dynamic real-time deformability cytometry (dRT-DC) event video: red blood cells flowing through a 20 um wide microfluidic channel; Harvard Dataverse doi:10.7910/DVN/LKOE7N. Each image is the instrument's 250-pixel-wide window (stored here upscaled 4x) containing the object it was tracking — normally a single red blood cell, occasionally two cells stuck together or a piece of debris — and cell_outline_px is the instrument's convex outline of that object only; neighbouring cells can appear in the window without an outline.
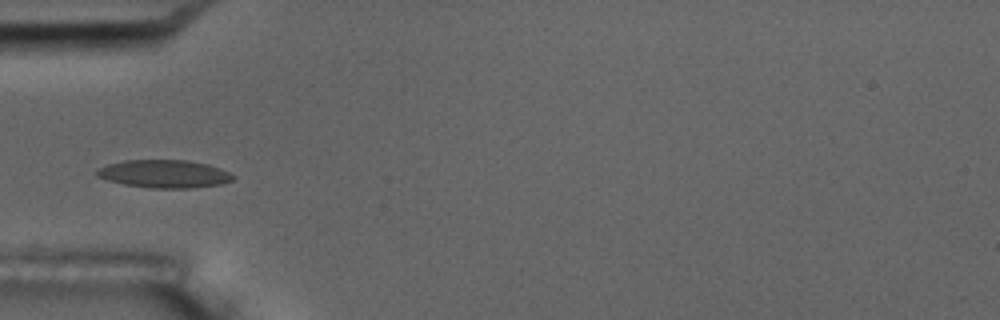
{"species": "common noctule bat (a hibernating species)", "species_latin": "Nyctalus noctula", "temperature_condition": "room temperature", "stored_images_in_passage": 13, "camera_frame_rate_fps": 3000, "um_per_image_px": 0.085, "animal": {"sex": "male", "body_mass_g": 17.5, "forearm_length_mm": 52.3}, "frame": {"image": 1, "passage_image": 3, "time_ms": 2.333, "image_size_px": [1000, 320], "cell_outline_px": [[236, 176], [232, 180], [220, 184], [192, 188], [152, 188], [124, 184], [108, 180], [96, 176], [96, 168], [108, 164], [124, 160], [188, 160], [208, 164], [220, 168]], "centroid_in_image_um": [13.95, 14.77], "position_along_channel_um": 71.1, "area_um2": 22.2}}
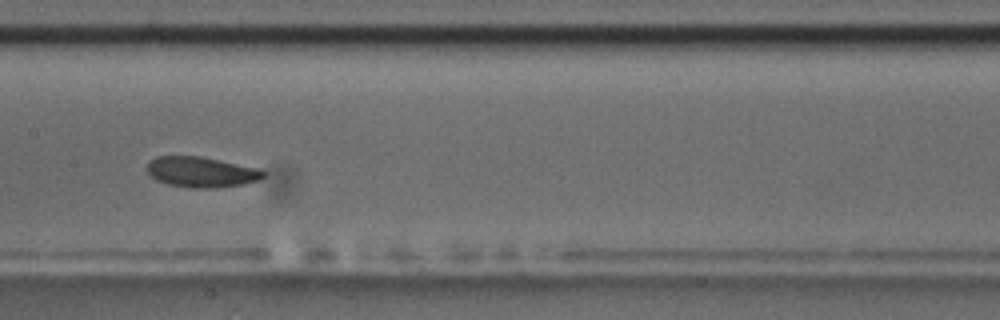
{"frame": {"image": 2, "passage_image": 6, "time_ms": 5.667, "image_size_px": [1000, 320], "cell_outline_px": [[264, 176], [256, 180], [244, 184], [212, 188], [188, 188], [168, 184], [156, 180], [148, 172], [148, 160], [156, 156], [200, 156], [256, 168], [264, 172]], "centroid_in_image_um": [17.05, 14.62], "position_along_channel_um": 190.4, "area_um2": 20.4}, "authors_computed_cell_mechanics": {"area_um2": 21.0392, "velocity_mm_per_s": 3.589, "shape_relaxation_time_tau1_ms": 0.9941, "shape_relaxation_time_tau2_ms": null, "deformation_change_tau1": 0.0554, "deformation_change_tau2": null}}